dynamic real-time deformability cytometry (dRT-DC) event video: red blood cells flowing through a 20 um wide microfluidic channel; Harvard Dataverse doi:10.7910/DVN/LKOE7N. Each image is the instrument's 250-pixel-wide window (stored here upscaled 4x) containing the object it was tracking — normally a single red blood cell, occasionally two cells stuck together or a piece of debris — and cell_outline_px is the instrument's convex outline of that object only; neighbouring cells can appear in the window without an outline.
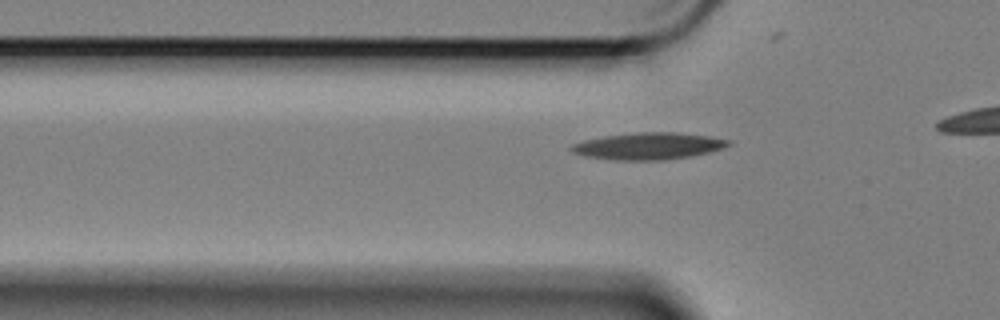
{"species": "Egyptian fruit bat (a non-hibernating species)", "species_latin": "Rousettus aegyptiacus", "temperature_condition": "cold", "stored_images_in_passage": 19, "camera_frame_rate_fps": 3000, "um_per_image_px": 0.085, "animal": {"sex": "female"}, "frame": {"image": 1, "passage_image": 12, "time_ms": 3.667, "image_size_px": [1000, 320], "cell_outline_px": [[732, 144], [724, 148], [692, 156], [664, 160], [616, 160], [584, 156], [572, 152], [568, 148], [572, 144], [584, 140], [604, 136], [636, 132], [676, 132], [712, 136], [732, 140]], "centroid_in_image_um": [55.15, 12.41], "position_along_channel_um": 70.7, "area_um2": 24.85}}
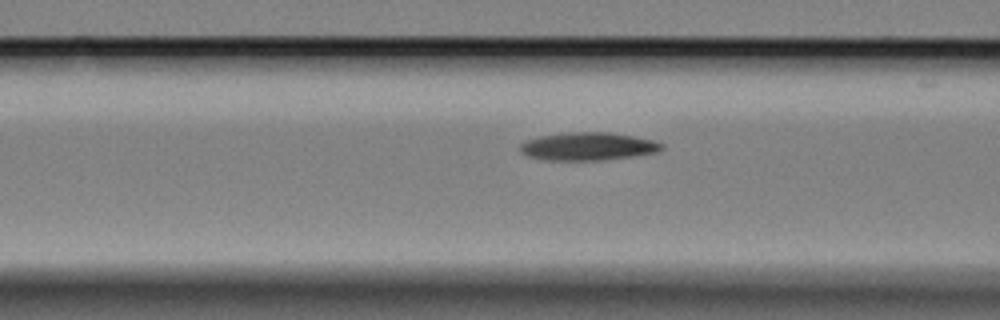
{"frame": {"image": 2, "passage_image": 16, "time_ms": 5.0, "image_size_px": [1000, 320], "cell_outline_px": [[664, 148], [656, 152], [632, 156], [600, 160], [544, 160], [528, 156], [520, 152], [520, 144], [524, 140], [540, 136], [568, 132], [608, 132], [632, 136], [652, 140], [664, 144]], "centroid_in_image_um": [49.93, 12.44], "position_along_channel_um": 116.7, "area_um2": 23.0}}